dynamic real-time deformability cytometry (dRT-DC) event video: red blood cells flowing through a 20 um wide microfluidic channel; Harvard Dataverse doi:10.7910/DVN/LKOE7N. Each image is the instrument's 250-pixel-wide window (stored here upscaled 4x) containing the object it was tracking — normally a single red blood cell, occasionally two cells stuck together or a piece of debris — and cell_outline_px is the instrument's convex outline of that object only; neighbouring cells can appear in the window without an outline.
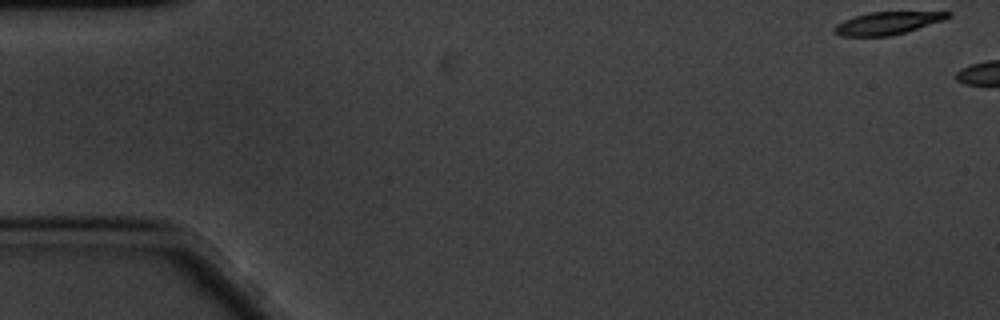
{"species": "common noctule bat (a hibernating species)", "species_latin": "Nyctalus noctula", "temperature_condition": "cold", "stored_images_in_passage": 6, "camera_frame_rate_fps": 3000, "um_per_image_px": 0.085, "animal": {"sex": "male", "body_mass_g": 20.1, "forearm_length_mm": 53.5}, "frame": {"image": 1, "passage_image": 1, "time_ms": 0.0, "image_size_px": [1000, 320], "cell_outline_px": [[952, 16], [944, 20], [904, 32], [888, 36], [840, 36], [832, 32], [832, 28], [836, 24], [852, 16], [868, 12], [952, 12]], "centroid_in_image_um": [75.36, 1.96], "position_along_channel_um": 9.6, "area_um2": 14.97}}